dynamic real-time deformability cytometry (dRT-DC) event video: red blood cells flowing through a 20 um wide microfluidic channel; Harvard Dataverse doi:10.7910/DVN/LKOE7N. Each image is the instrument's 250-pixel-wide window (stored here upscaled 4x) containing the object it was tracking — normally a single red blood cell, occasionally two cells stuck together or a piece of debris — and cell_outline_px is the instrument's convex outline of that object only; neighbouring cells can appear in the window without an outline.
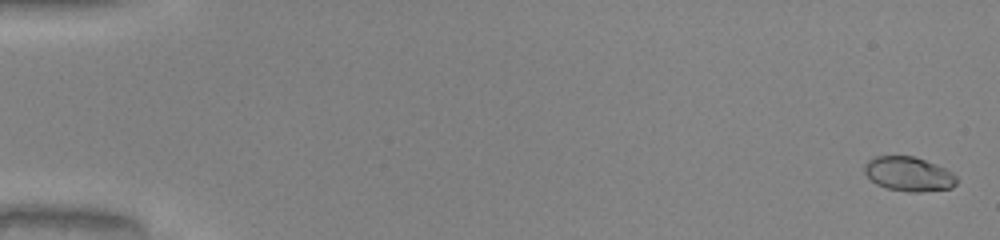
{"species": "common noctule bat (a hibernating species)", "species_latin": "Nyctalus noctula", "temperature_condition": "warm", "stored_images_in_passage": 47, "camera_frame_rate_fps": 3000, "um_per_image_px": 0.085, "animal": {"sex": "male", "body_mass_g": 20.0, "forearm_length_mm": 53.3}, "frame": {"image": 1, "passage_image": 2, "time_ms": 0.333, "image_size_px": [1000, 240], "cell_outline_px": [[956, 184], [952, 188], [920, 192], [908, 192], [888, 188], [876, 184], [864, 172], [864, 164], [868, 160], [876, 156], [912, 156], [936, 164], [952, 172], [956, 176]], "centroid_in_image_um": [77.24, 14.79], "position_along_channel_um": 7.8, "area_um2": 18.38}}
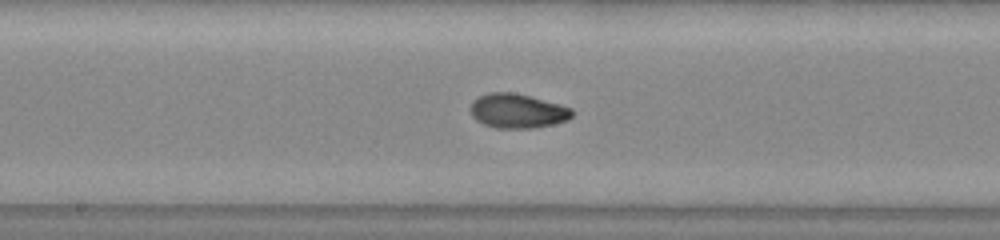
{"frame": {"image": 2, "passage_image": 29, "time_ms": 9.333, "image_size_px": [1000, 240], "cell_outline_px": [[572, 116], [568, 120], [552, 124], [532, 128], [496, 128], [484, 124], [476, 120], [472, 116], [472, 100], [488, 92], [512, 92], [560, 104], [572, 108]], "centroid_in_image_um": [43.98, 9.43], "position_along_channel_um": 204.2, "area_um2": 20.17}}
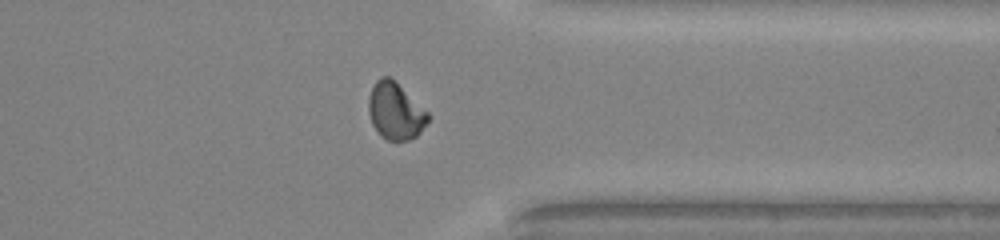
{"frame": {"image": 3, "passage_image": 42, "time_ms": 13.667, "image_size_px": [1000, 240], "cell_outline_px": [[428, 120], [420, 132], [416, 136], [408, 140], [388, 140], [380, 136], [372, 124], [368, 112], [368, 96], [376, 80], [380, 76], [388, 76], [428, 112]], "centroid_in_image_um": [33.56, 9.46], "position_along_channel_um": 377.8, "area_um2": 19.36}}